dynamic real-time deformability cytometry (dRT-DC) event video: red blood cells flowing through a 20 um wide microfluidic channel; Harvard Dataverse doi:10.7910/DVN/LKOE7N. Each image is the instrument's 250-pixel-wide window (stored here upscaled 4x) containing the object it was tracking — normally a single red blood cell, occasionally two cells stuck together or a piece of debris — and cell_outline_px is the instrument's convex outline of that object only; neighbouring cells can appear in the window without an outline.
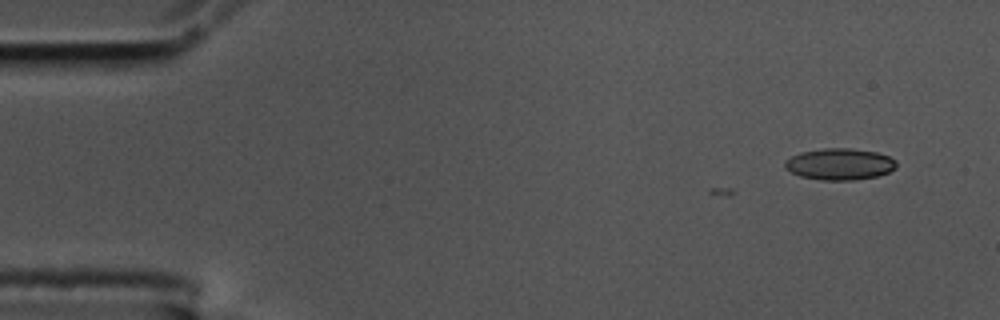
{"species": "common noctule bat (a hibernating species)", "species_latin": "Nyctalus noctula", "temperature_condition": "cold", "stored_images_in_passage": 4, "camera_frame_rate_fps": 3000, "um_per_image_px": 0.085, "animal": {"sex": "male", "body_mass_g": 17.5, "forearm_length_mm": 52.3}, "frame": {"image": 1, "passage_image": 1, "time_ms": 0.0, "image_size_px": [1000, 320], "cell_outline_px": [[896, 168], [888, 172], [876, 176], [852, 180], [820, 180], [800, 176], [784, 168], [784, 160], [800, 152], [824, 148], [848, 148], [876, 152], [888, 156], [896, 160]], "centroid_in_image_um": [71.34, 13.95], "position_along_channel_um": 13.7, "area_um2": 20.46}}